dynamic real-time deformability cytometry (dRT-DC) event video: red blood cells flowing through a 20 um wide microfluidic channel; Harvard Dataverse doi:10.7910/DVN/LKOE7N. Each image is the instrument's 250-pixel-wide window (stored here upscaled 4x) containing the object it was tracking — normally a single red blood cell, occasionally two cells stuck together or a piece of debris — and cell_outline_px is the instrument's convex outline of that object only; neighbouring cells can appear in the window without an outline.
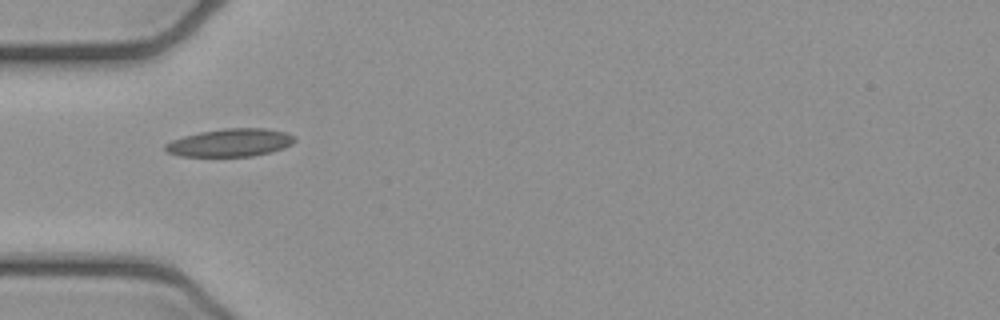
{"species": "common noctule bat (a hibernating species)", "species_latin": "Nyctalus noctula", "temperature_condition": "cold", "stored_images_in_passage": 1, "camera_frame_rate_fps": 3000, "um_per_image_px": 0.085, "animal": {"sex": "female", "body_mass_g": 21.9}, "frame": {"image": 1, "passage_image": 1, "time_ms": 0.0, "image_size_px": [1000, 320], "cell_outline_px": [[296, 140], [292, 144], [284, 148], [272, 152], [252, 156], [180, 156], [168, 152], [164, 148], [164, 144], [172, 140], [184, 136], [200, 132], [224, 128], [264, 128], [284, 132], [296, 136]], "centroid_in_image_um": [19.6, 12.12], "position_along_channel_um": 65.4, "area_um2": 21.04}}